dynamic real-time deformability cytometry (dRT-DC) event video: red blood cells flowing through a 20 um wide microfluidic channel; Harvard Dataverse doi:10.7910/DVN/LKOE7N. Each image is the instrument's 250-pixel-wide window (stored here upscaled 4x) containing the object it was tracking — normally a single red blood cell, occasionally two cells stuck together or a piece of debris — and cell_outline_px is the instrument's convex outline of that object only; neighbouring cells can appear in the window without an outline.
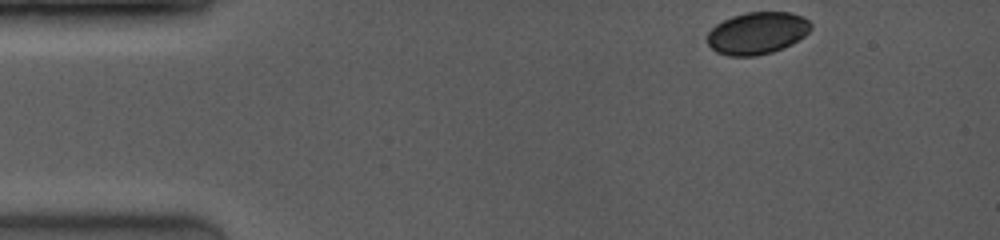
{"species": "common noctule bat (a hibernating species)", "species_latin": "Nyctalus noctula", "temperature_condition": "room temperature", "stored_images_in_passage": 56, "camera_frame_rate_fps": 4000, "um_per_image_px": 0.085, "animal": {"sex": "female", "body_mass_g": 19.0, "forearm_length_mm": 53.3}, "frame": {"image": 1, "passage_image": 1, "time_ms": 0.0, "image_size_px": [1000, 240], "cell_outline_px": [[812, 28], [804, 36], [792, 44], [772, 52], [756, 56], [728, 56], [716, 52], [708, 44], [704, 36], [716, 24], [732, 16], [748, 12], [792, 12], [808, 20], [812, 24]], "centroid_in_image_um": [64.34, 2.82], "position_along_channel_um": 20.7, "area_um2": 25.61}}
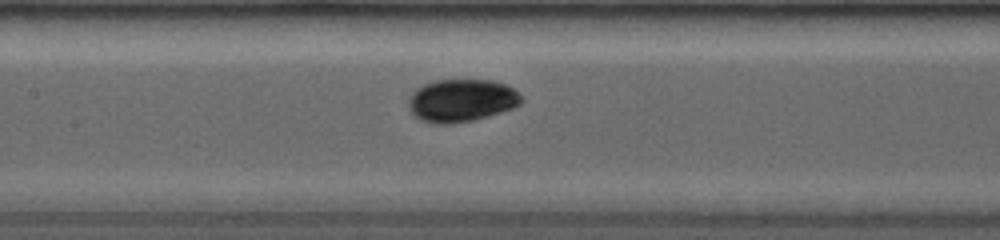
{"frame": {"image": 2, "passage_image": 24, "time_ms": 5.75, "image_size_px": [1000, 240], "cell_outline_px": [[524, 100], [520, 104], [512, 108], [488, 116], [472, 120], [452, 124], [432, 124], [420, 120], [408, 108], [408, 100], [412, 92], [416, 88], [424, 84], [436, 80], [488, 80], [504, 84], [512, 88]], "centroid_in_image_um": [39.18, 8.55], "position_along_channel_um": 168.2, "area_um2": 28.03}}
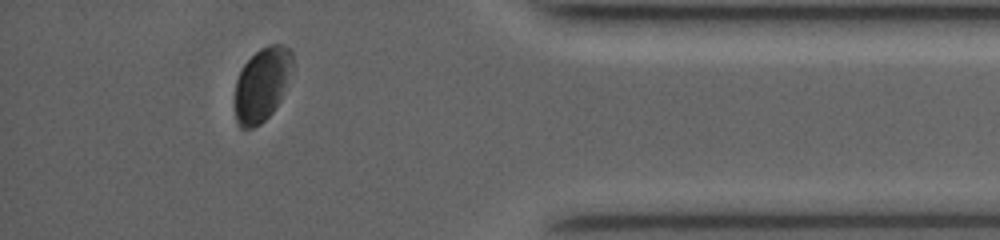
{"frame": {"image": 3, "passage_image": 50, "time_ms": 12.25, "image_size_px": [1000, 240], "cell_outline_px": [[292, 64], [280, 100], [272, 112], [260, 124], [244, 132], [236, 124], [236, 80], [244, 64], [260, 48], [268, 44], [284, 44], [292, 52]], "centroid_in_image_um": [22.24, 7.19], "position_along_channel_um": 413.0, "area_um2": 24.51}, "authors_computed_cell_mechanics": {"area_um2": 26.8192, "velocity_mm_per_s": 4.0657, "shape_relaxation_time_tau1_ms": 2.0454, "shape_relaxation_time_tau2_ms": 1.4729, "deformation_change_tau1": 0.0376, "deformation_change_tau2": 0.0274}}